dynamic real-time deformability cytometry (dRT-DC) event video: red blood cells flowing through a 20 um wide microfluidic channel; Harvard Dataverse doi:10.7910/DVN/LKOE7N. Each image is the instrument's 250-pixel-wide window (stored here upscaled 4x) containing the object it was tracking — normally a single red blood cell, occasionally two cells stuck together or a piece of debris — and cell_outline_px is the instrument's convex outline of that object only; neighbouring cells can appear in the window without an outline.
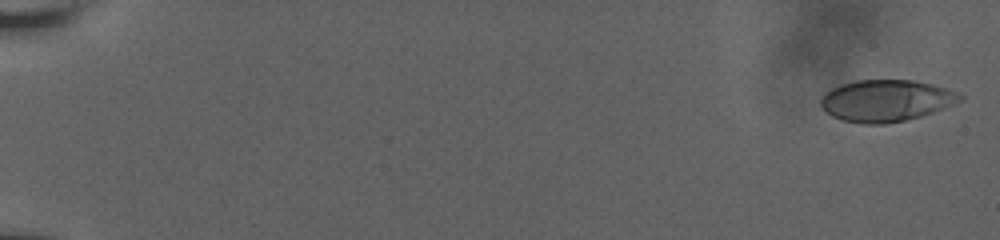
{"species": "human", "species_latin": "Homo sapiens", "temperature_condition": "room temperature", "stored_images_in_passage": 30, "camera_frame_rate_fps": 3000, "um_per_image_px": 0.085, "donor": {"sex": "male"}, "frame": {"image": 1, "passage_image": 1, "time_ms": 0.0, "image_size_px": [1000, 240], "cell_outline_px": [[964, 100], [944, 108], [920, 116], [904, 120], [884, 124], [864, 124], [844, 120], [832, 116], [820, 104], [820, 96], [824, 92], [840, 84], [856, 80], [912, 80], [932, 84], [948, 88], [964, 96]], "centroid_in_image_um": [75.32, 8.54], "position_along_channel_um": 9.7, "area_um2": 33.87}}
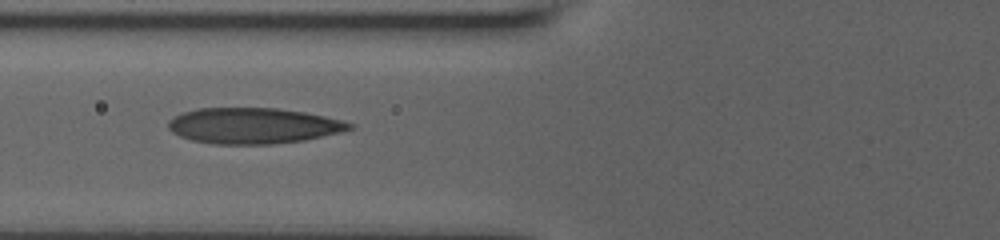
{"frame": {"image": 2, "passage_image": 22, "time_ms": 8.0, "image_size_px": [1000, 240], "cell_outline_px": [[356, 128], [340, 132], [304, 140], [272, 144], [212, 144], [192, 140], [180, 136], [172, 132], [168, 128], [168, 120], [184, 112], [196, 108], [276, 108], [304, 112], [344, 120], [356, 124]], "centroid_in_image_um": [21.56, 10.68], "position_along_channel_um": 104.2, "area_um2": 37.92}}
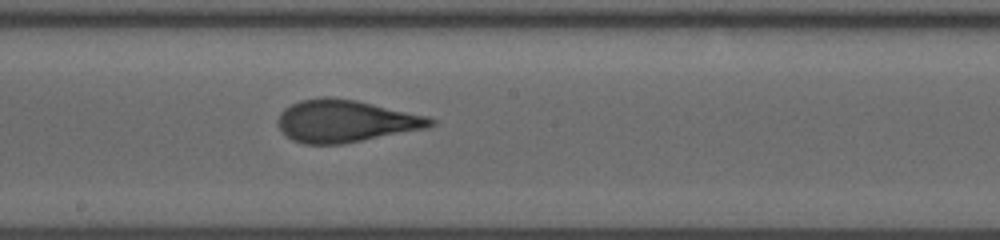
{"frame": {"image": 3, "passage_image": 30, "time_ms": 11.0, "image_size_px": [1000, 240], "cell_outline_px": [[436, 124], [428, 128], [340, 144], [304, 144], [292, 140], [276, 124], [280, 112], [284, 108], [300, 100], [320, 96], [328, 96], [356, 100], [428, 116], [436, 120]], "centroid_in_image_um": [29.36, 10.28], "position_along_channel_um": 218.8, "area_um2": 37.63}}